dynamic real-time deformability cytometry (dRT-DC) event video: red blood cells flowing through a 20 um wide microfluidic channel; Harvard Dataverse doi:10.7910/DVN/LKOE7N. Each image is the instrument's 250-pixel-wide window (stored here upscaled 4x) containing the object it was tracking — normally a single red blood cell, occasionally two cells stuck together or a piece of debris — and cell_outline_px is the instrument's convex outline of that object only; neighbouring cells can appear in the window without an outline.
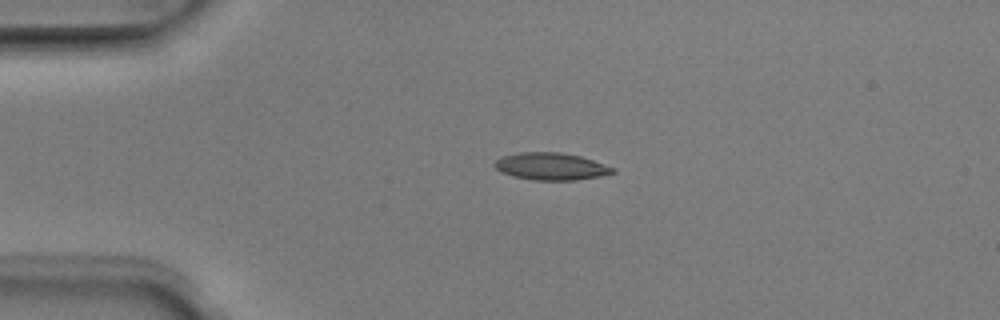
{"species": "Egyptian fruit bat (a non-hibernating species)", "species_latin": "Rousettus aegyptiacus", "temperature_condition": "room temperature", "stored_images_in_passage": 2, "camera_frame_rate_fps": 3000, "um_per_image_px": 0.085, "animal": {"sex": "male"}, "frame": {"image": 1, "passage_image": 1, "time_ms": 0.0, "image_size_px": [1000, 320], "cell_outline_px": [[616, 172], [600, 176], [576, 180], [532, 180], [512, 176], [500, 172], [492, 164], [500, 156], [520, 152], [560, 152], [580, 156], [616, 168]], "centroid_in_image_um": [46.8, 14.14], "position_along_channel_um": 38.2, "area_um2": 18.9}}